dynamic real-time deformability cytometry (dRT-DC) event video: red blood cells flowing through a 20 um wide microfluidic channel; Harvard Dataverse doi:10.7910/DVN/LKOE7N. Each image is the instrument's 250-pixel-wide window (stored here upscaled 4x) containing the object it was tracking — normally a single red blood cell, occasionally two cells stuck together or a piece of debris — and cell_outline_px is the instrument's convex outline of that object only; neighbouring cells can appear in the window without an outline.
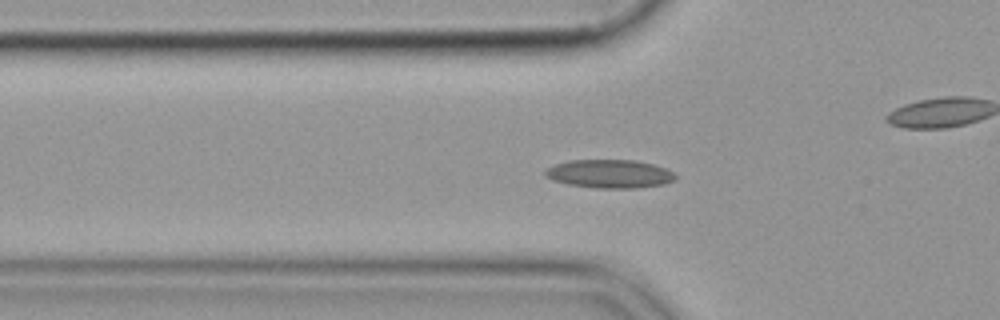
{"species": "common noctule bat (a hibernating species)", "species_latin": "Nyctalus noctula", "temperature_condition": "cold", "stored_images_in_passage": 55, "camera_frame_rate_fps": 3000, "um_per_image_px": 0.085, "animal": {"sex": "female", "body_mass_g": 19.9}, "frame": {"image": 1, "passage_image": 18, "time_ms": 5.667, "image_size_px": [1000, 320], "cell_outline_px": [[676, 180], [664, 184], [636, 188], [596, 188], [568, 184], [552, 180], [544, 176], [544, 172], [548, 168], [556, 164], [568, 160], [636, 160], [652, 164], [664, 168], [672, 172], [676, 176]], "centroid_in_image_um": [51.81, 14.78], "position_along_channel_um": 74.0, "area_um2": 21.56}}
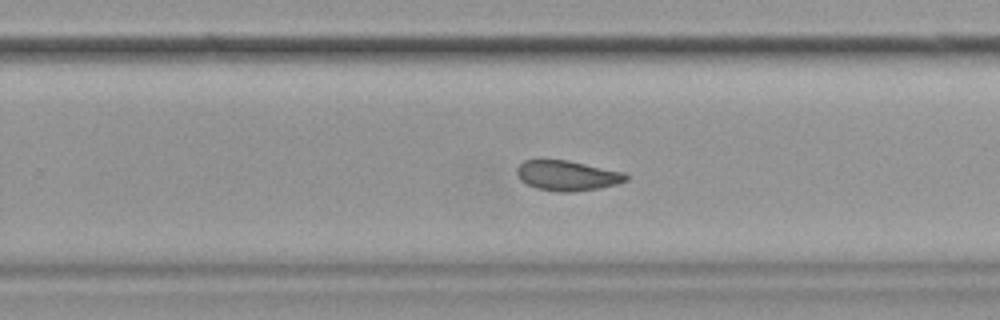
{"frame": {"image": 2, "passage_image": 35, "time_ms": 11.333, "image_size_px": [1000, 320], "cell_outline_px": [[628, 180], [616, 184], [600, 188], [572, 192], [560, 192], [536, 188], [520, 180], [516, 172], [516, 168], [524, 160], [568, 160], [624, 172], [628, 176]], "centroid_in_image_um": [48.22, 14.92], "position_along_channel_um": 281.6, "area_um2": 19.13}}
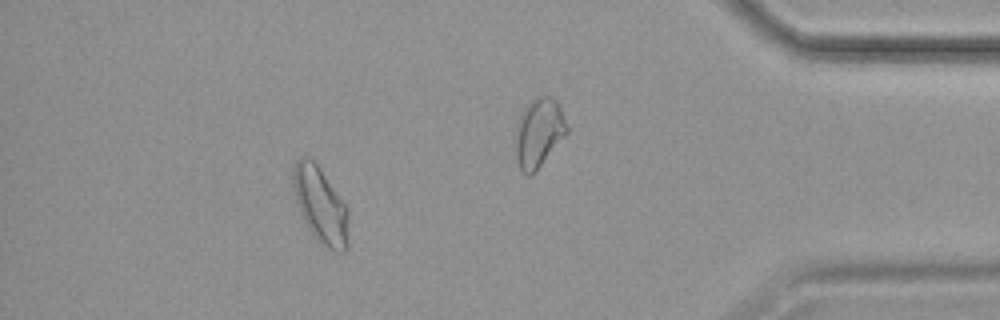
{"frame": {"image": 3, "passage_image": 49, "time_ms": 16.0, "image_size_px": [1000, 320], "cell_outline_px": [[348, 248], [344, 252], [336, 252], [320, 244], [316, 240], [308, 228], [300, 212], [296, 200], [292, 184], [292, 168], [296, 160], [300, 156], [312, 156], [348, 208]], "centroid_in_image_um": [27.23, 17.41], "position_along_channel_um": 408.0, "area_um2": 25.03}}